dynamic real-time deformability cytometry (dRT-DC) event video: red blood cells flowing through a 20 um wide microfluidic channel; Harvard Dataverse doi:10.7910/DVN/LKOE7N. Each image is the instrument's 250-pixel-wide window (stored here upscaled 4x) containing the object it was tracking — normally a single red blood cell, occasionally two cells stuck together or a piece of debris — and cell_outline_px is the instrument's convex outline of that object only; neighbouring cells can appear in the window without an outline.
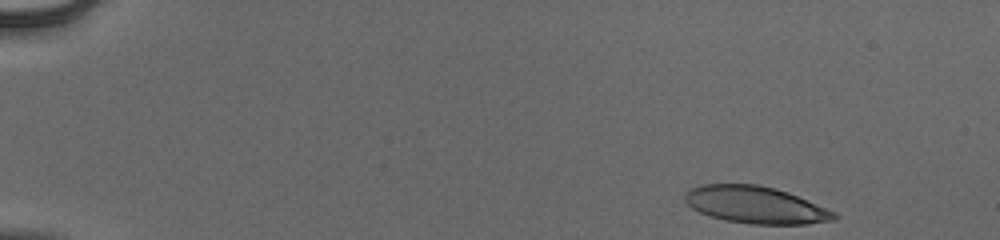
{"species": "human", "species_latin": "Homo sapiens", "temperature_condition": "cold", "stored_images_in_passage": 5, "camera_frame_rate_fps": 3000, "um_per_image_px": 0.085, "donor": {"sex": "male"}, "frame": {"image": 1, "passage_image": 1, "time_ms": 0.0, "image_size_px": [1000, 240], "cell_outline_px": [[840, 216], [836, 220], [808, 224], [752, 224], [728, 220], [708, 216], [692, 208], [684, 200], [684, 196], [692, 188], [704, 184], [756, 184], [776, 188], [788, 192], [836, 212]], "centroid_in_image_um": [64.27, 17.42], "position_along_channel_um": 20.7, "area_um2": 32.19}}